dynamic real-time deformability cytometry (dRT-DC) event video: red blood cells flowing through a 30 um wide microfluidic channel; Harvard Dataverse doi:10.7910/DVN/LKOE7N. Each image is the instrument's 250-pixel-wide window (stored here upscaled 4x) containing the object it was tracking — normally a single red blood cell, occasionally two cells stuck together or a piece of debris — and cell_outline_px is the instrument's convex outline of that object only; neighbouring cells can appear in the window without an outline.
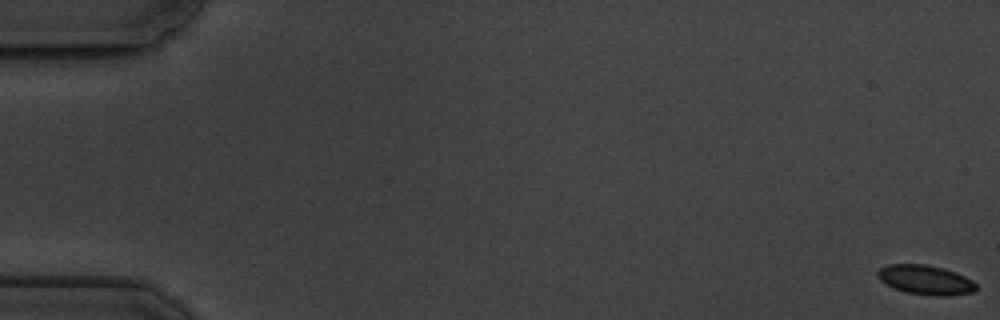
{"species": "common noctule bat (a hibernating species)", "species_latin": "Nyctalus noctula", "temperature_condition": "cold", "stored_images_in_passage": 12, "camera_frame_rate_fps": 3000, "um_per_image_px": 0.085, "animal": {"sex": "male", "body_mass_g": 19.5, "forearm_length_mm": 54.6}, "frame": {"image": 1, "passage_image": 1, "time_ms": 0.0, "image_size_px": [1000, 320], "cell_outline_px": [[976, 288], [972, 292], [948, 296], [936, 296], [904, 292], [880, 280], [876, 276], [876, 272], [880, 268], [888, 264], [924, 264], [944, 268], [956, 272], [972, 280], [976, 284]], "centroid_in_image_um": [78.66, 23.78], "position_along_channel_um": 6.3, "area_um2": 16.88}}
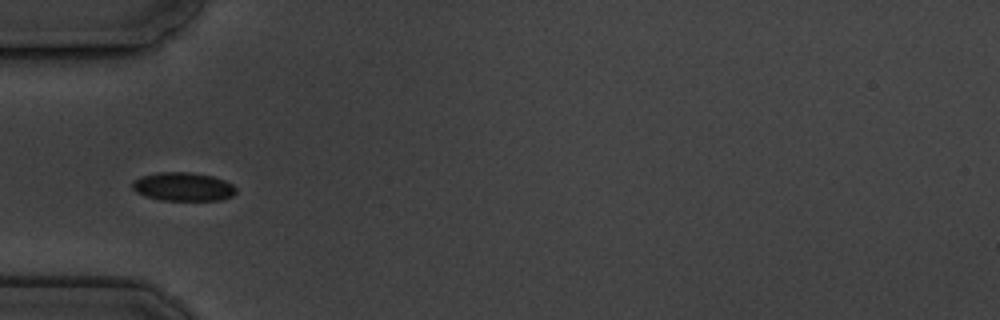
{"frame": {"image": 2, "passage_image": 6, "time_ms": 6.333, "image_size_px": [1000, 320], "cell_outline_px": [[236, 192], [232, 196], [220, 200], [160, 200], [144, 196], [136, 192], [132, 188], [132, 180], [140, 176], [156, 172], [188, 172], [212, 176], [224, 180], [232, 184], [236, 188]], "centroid_in_image_um": [15.53, 15.87], "position_along_channel_um": 69.5, "area_um2": 17.4}}
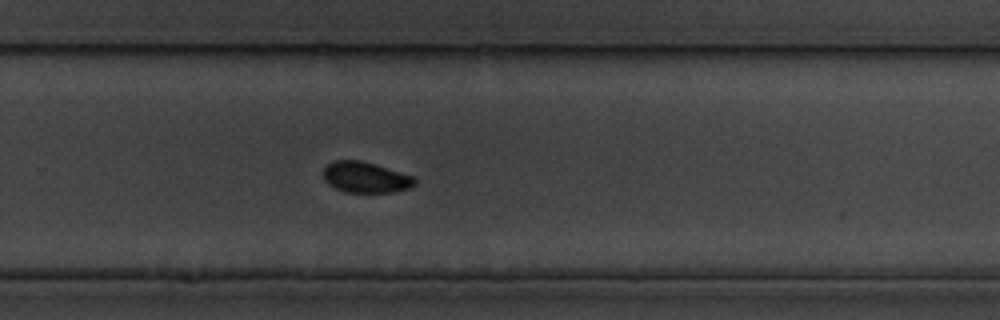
{"frame": {"image": 3, "passage_image": 12, "time_ms": 13.0, "image_size_px": [1000, 320], "cell_outline_px": [[416, 184], [408, 188], [392, 192], [344, 192], [328, 184], [324, 180], [324, 168], [328, 164], [336, 160], [360, 160], [412, 176], [416, 180]], "centroid_in_image_um": [31.04, 15.08], "position_along_channel_um": 298.8, "area_um2": 16.13}}